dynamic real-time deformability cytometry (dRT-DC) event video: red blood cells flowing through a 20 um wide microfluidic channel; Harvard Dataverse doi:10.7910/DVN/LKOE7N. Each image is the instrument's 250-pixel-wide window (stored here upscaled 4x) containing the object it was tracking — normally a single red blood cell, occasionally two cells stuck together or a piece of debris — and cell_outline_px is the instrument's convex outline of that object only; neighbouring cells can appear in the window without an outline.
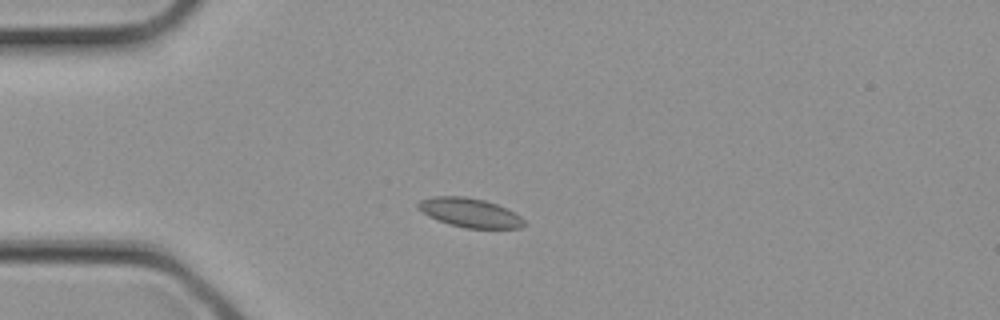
{"species": "common noctule bat (a hibernating species)", "species_latin": "Nyctalus noctula", "temperature_condition": "cold", "stored_images_in_passage": 2, "camera_frame_rate_fps": 3000, "um_per_image_px": 0.085, "animal": {"sex": "female", "body_mass_g": 21.9}, "frame": {"image": 1, "passage_image": 2, "time_ms": 0.333, "image_size_px": [1000, 320], "cell_outline_px": [[528, 224], [520, 228], [464, 228], [448, 224], [428, 216], [416, 208], [416, 204], [420, 200], [436, 196], [464, 196], [484, 200], [496, 204], [520, 216]], "centroid_in_image_um": [39.9, 18.08], "position_along_channel_um": 45.1, "area_um2": 17.98}}